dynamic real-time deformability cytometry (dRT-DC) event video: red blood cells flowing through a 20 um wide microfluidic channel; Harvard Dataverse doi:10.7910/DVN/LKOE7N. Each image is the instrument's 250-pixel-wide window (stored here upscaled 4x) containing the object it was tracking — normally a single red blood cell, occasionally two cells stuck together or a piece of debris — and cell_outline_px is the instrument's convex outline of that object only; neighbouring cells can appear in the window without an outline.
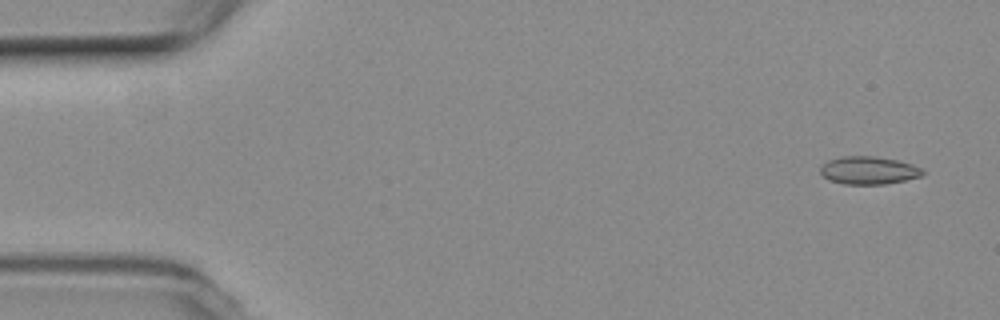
{"species": "common noctule bat (a hibernating species)", "species_latin": "Nyctalus noctula", "temperature_condition": "room temperature", "stored_images_in_passage": 4, "camera_frame_rate_fps": 3000, "um_per_image_px": 0.085, "animal": {"sex": "female", "body_mass_g": 19.3, "forearm_length_mm": 54.1}, "frame": {"image": 1, "passage_image": 1, "time_ms": 0.0, "image_size_px": [1000, 320], "cell_outline_px": [[924, 176], [884, 184], [844, 184], [828, 180], [820, 172], [820, 168], [828, 160], [844, 156], [876, 156], [896, 160], [912, 164], [924, 168]], "centroid_in_image_um": [73.87, 14.48], "position_along_channel_um": 11.1, "area_um2": 16.65}}